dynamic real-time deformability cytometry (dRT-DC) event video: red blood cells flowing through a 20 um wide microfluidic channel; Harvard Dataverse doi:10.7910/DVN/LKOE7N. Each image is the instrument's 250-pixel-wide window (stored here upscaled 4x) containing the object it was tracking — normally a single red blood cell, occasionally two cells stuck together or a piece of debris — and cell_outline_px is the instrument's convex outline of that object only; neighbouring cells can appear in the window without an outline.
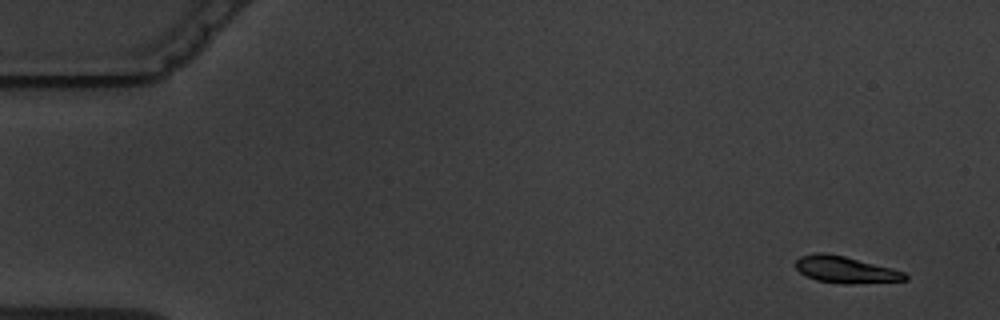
{"species": "common noctule bat (a hibernating species)", "species_latin": "Nyctalus noctula", "temperature_condition": "warm", "stored_images_in_passage": 5, "camera_frame_rate_fps": 3000, "um_per_image_px": 0.085, "animal": {"sex": "male", "body_mass_g": 19.5, "forearm_length_mm": 54.6}, "frame": {"image": 1, "passage_image": 1, "time_ms": 0.0, "image_size_px": [1000, 320], "cell_outline_px": [[908, 280], [852, 284], [844, 284], [816, 280], [800, 272], [796, 268], [796, 260], [800, 256], [816, 252], [824, 252], [844, 256], [892, 268], [904, 272], [908, 276]], "centroid_in_image_um": [71.87, 22.92], "position_along_channel_um": 13.1, "area_um2": 16.99}}
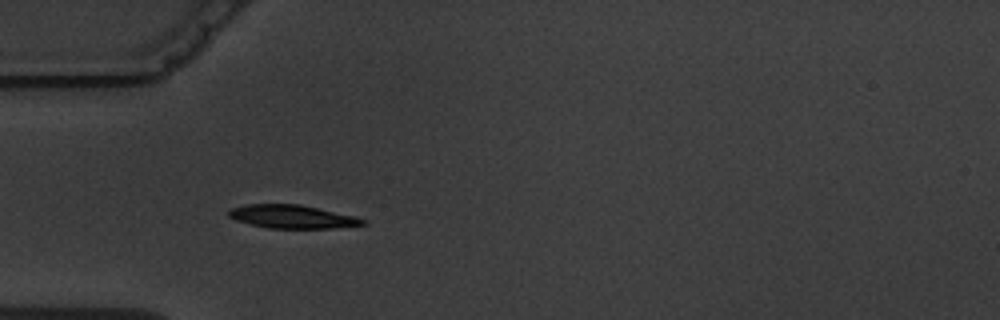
{"frame": {"image": 2, "passage_image": 4, "time_ms": 4.667, "image_size_px": [1000, 320], "cell_outline_px": [[368, 224], [328, 228], [268, 228], [236, 220], [228, 216], [228, 212], [232, 208], [244, 204], [300, 204], [356, 216], [368, 220]], "centroid_in_image_um": [24.87, 18.41], "position_along_channel_um": 60.1, "area_um2": 18.21}}